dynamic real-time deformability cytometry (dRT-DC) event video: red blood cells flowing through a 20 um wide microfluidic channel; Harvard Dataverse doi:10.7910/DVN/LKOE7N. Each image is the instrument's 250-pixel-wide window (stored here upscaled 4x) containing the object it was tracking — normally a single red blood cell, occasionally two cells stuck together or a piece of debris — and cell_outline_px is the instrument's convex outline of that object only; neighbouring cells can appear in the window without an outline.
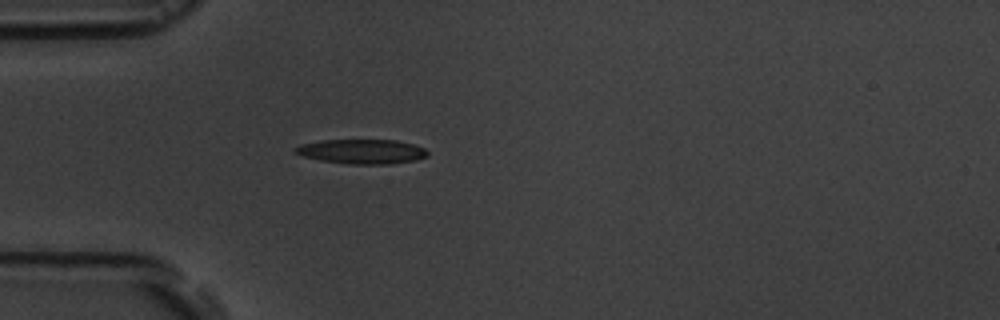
{"species": "common noctule bat (a hibernating species)", "species_latin": "Nyctalus noctula", "temperature_condition": "room temperature", "stored_images_in_passage": 1, "camera_frame_rate_fps": 3000, "um_per_image_px": 0.085, "animal": {"sex": "male", "body_mass_g": 19.5, "forearm_length_mm": 54.6}, "frame": {"image": 1, "passage_image": 1, "time_ms": 0.0, "image_size_px": [1000, 320], "cell_outline_px": [[428, 156], [416, 160], [392, 164], [348, 164], [320, 160], [300, 156], [292, 152], [292, 148], [300, 144], [320, 140], [396, 140], [412, 144], [424, 148], [428, 152]], "centroid_in_image_um": [30.7, 12.88], "position_along_channel_um": 54.3, "area_um2": 19.19}}